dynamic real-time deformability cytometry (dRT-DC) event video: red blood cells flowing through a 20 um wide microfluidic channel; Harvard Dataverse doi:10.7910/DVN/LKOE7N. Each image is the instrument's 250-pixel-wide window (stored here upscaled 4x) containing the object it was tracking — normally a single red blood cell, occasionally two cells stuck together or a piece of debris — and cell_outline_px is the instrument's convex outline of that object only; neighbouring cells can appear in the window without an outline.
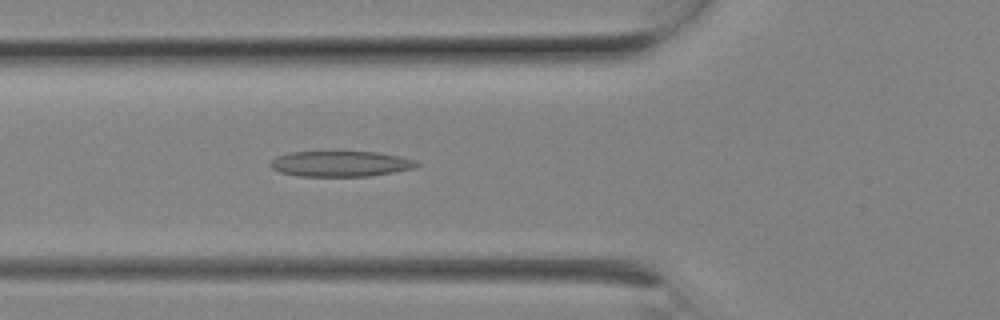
{"species": "Egyptian fruit bat (a non-hibernating species)", "species_latin": "Rousettus aegyptiacus", "temperature_condition": "room temperature", "stored_images_in_passage": 7, "camera_frame_rate_fps": 3000, "um_per_image_px": 0.085, "animal": {"sex": "female"}, "frame": {"image": 1, "passage_image": 7, "time_ms": 2.0, "image_size_px": [1000, 320], "cell_outline_px": [[420, 164], [412, 168], [392, 172], [368, 176], [296, 176], [280, 172], [272, 168], [268, 164], [276, 156], [288, 152], [376, 152], [400, 156], [416, 160]], "centroid_in_image_um": [28.9, 13.92], "position_along_channel_um": 96.9, "area_um2": 21.73}}